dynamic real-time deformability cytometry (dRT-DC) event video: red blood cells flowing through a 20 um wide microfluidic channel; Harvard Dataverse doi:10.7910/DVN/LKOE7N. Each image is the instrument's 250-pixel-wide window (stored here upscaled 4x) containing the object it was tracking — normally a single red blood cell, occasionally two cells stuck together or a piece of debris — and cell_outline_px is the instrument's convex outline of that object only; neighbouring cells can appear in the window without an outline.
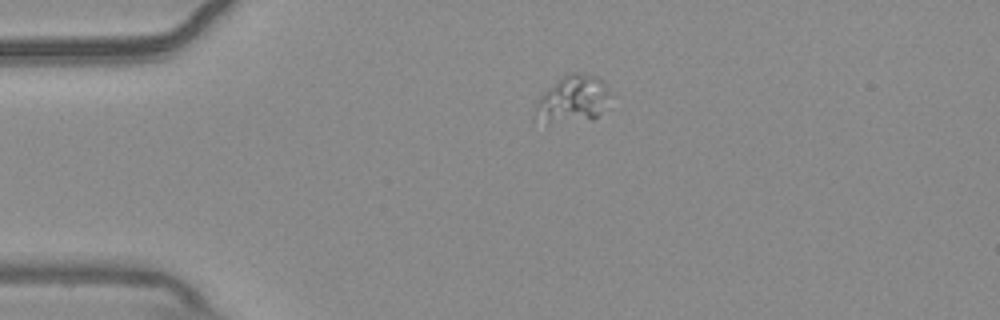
{"species": "common noctule bat (a hibernating species)", "species_latin": "Nyctalus noctula", "temperature_condition": "warm", "stored_images_in_passage": 44, "camera_frame_rate_fps": 3000, "um_per_image_px": 0.085, "animal": {"sex": "male", "body_mass_g": 20.4}, "frame": {"image": 1, "passage_image": 1, "time_ms": 0.0, "image_size_px": [1000, 320], "cell_outline_px": [[608, 92], [596, 116], [548, 124], [536, 104], [540, 96], [560, 76], [568, 72], [580, 72], [596, 76], [604, 80]], "centroid_in_image_um": [48.68, 8.31], "position_along_channel_um": 36.3, "area_um2": 19.13}}
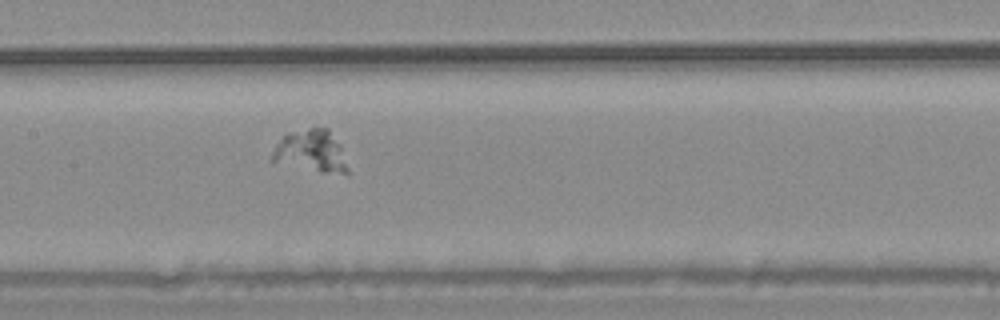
{"frame": {"image": 2, "passage_image": 16, "time_ms": 5.0, "image_size_px": [1000, 320], "cell_outline_px": [[348, 176], [324, 172], [268, 160], [276, 144], [288, 132], [308, 128], [328, 128], [340, 144], [348, 168]], "centroid_in_image_um": [26.47, 12.85], "position_along_channel_um": 180.9, "area_um2": 18.5}}
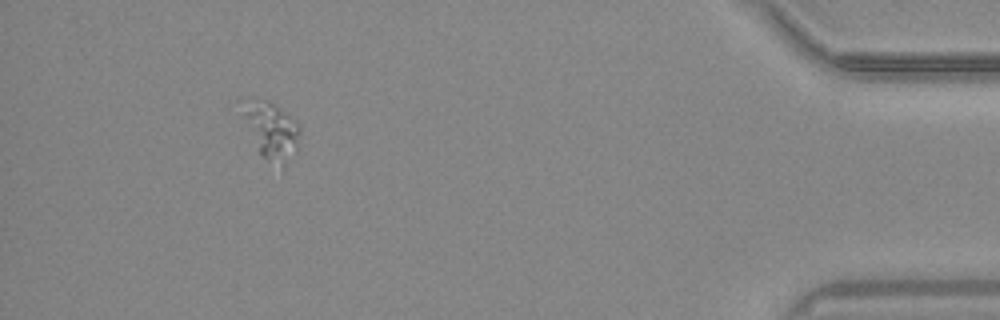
{"frame": {"image": 3, "passage_image": 40, "time_ms": 13.0, "image_size_px": [1000, 320], "cell_outline_px": [[300, 132], [296, 152], [284, 168], [260, 156], [240, 100], [248, 96], [268, 100], [288, 116], [300, 128]], "centroid_in_image_um": [23.08, 11.09], "position_along_channel_um": 412.1, "area_um2": 18.55}}